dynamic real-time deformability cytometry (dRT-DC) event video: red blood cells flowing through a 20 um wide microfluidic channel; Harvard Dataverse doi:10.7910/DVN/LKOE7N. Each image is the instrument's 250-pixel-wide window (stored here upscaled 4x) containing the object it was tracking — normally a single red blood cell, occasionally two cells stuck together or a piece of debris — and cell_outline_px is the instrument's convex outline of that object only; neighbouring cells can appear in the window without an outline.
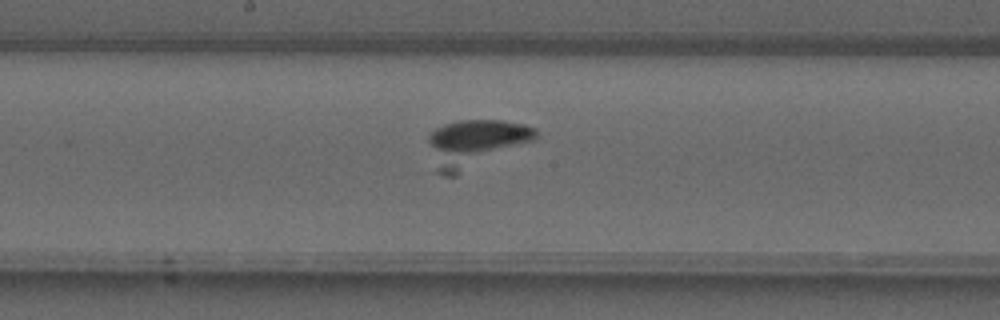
{"species": "common noctule bat (a hibernating species)", "species_latin": "Nyctalus noctula", "temperature_condition": "warm", "stored_images_in_passage": 29, "camera_frame_rate_fps": 3000, "um_per_image_px": 0.085, "animal": {"sex": "male", "forearm_length_mm": 52.5}, "frame": {"image": 1, "passage_image": 10, "time_ms": 3.0, "image_size_px": [1000, 320], "cell_outline_px": [[536, 136], [532, 140], [456, 176], [444, 176], [436, 172], [428, 140], [428, 136], [436, 128], [444, 124], [460, 120], [500, 120], [524, 124], [536, 128]], "centroid_in_image_um": [40.34, 12.18], "position_along_channel_um": 207.9, "area_um2": 29.3}}
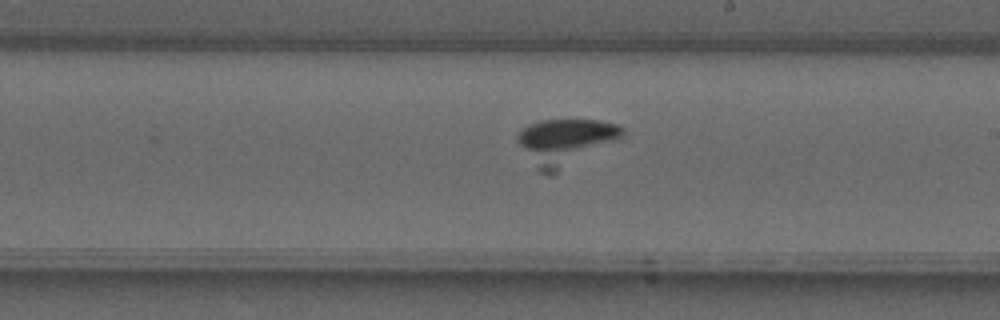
{"frame": {"image": 2, "passage_image": 12, "time_ms": 3.667, "image_size_px": [1000, 320], "cell_outline_px": [[624, 136], [552, 176], [548, 176], [540, 172], [536, 168], [516, 140], [516, 136], [528, 124], [540, 120], [600, 120], [620, 124], [624, 128]], "centroid_in_image_um": [48.06, 12.06], "position_along_channel_um": 240.9, "area_um2": 28.32}}
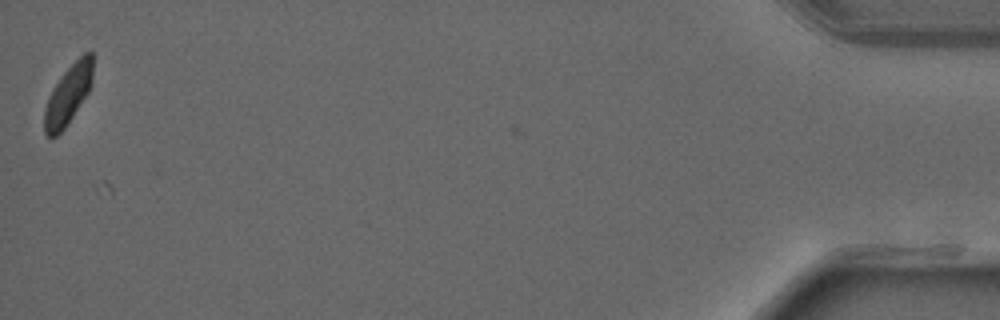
{"frame": {"image": 3, "passage_image": 29, "time_ms": 9.333, "image_size_px": [1000, 320], "cell_outline_px": [[92, 84], [88, 92], [64, 128], [56, 136], [48, 136], [44, 132], [44, 108], [48, 96], [52, 88], [60, 76], [84, 52], [92, 52]], "centroid_in_image_um": [5.77, 8.04], "position_along_channel_um": 429.4, "area_um2": 16.53}}